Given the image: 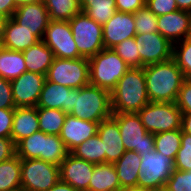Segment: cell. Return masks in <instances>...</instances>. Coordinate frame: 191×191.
Here are the masks:
<instances>
[{
	"label": "cell",
	"mask_w": 191,
	"mask_h": 191,
	"mask_svg": "<svg viewBox=\"0 0 191 191\" xmlns=\"http://www.w3.org/2000/svg\"><path fill=\"white\" fill-rule=\"evenodd\" d=\"M175 104L182 113H191V79H184Z\"/></svg>",
	"instance_id": "ab89813d"
},
{
	"label": "cell",
	"mask_w": 191,
	"mask_h": 191,
	"mask_svg": "<svg viewBox=\"0 0 191 191\" xmlns=\"http://www.w3.org/2000/svg\"><path fill=\"white\" fill-rule=\"evenodd\" d=\"M89 60V83L112 91L119 79L130 69L112 49H103Z\"/></svg>",
	"instance_id": "5b68a950"
},
{
	"label": "cell",
	"mask_w": 191,
	"mask_h": 191,
	"mask_svg": "<svg viewBox=\"0 0 191 191\" xmlns=\"http://www.w3.org/2000/svg\"><path fill=\"white\" fill-rule=\"evenodd\" d=\"M21 189V158L17 155L0 162V191Z\"/></svg>",
	"instance_id": "83f0119b"
},
{
	"label": "cell",
	"mask_w": 191,
	"mask_h": 191,
	"mask_svg": "<svg viewBox=\"0 0 191 191\" xmlns=\"http://www.w3.org/2000/svg\"><path fill=\"white\" fill-rule=\"evenodd\" d=\"M117 171L112 163L95 164L88 191H121Z\"/></svg>",
	"instance_id": "484cf974"
},
{
	"label": "cell",
	"mask_w": 191,
	"mask_h": 191,
	"mask_svg": "<svg viewBox=\"0 0 191 191\" xmlns=\"http://www.w3.org/2000/svg\"><path fill=\"white\" fill-rule=\"evenodd\" d=\"M97 134L103 141L105 163L114 164L126 151L117 121L112 116L104 119L98 124Z\"/></svg>",
	"instance_id": "44dd1931"
},
{
	"label": "cell",
	"mask_w": 191,
	"mask_h": 191,
	"mask_svg": "<svg viewBox=\"0 0 191 191\" xmlns=\"http://www.w3.org/2000/svg\"><path fill=\"white\" fill-rule=\"evenodd\" d=\"M40 131L48 135H60L66 113L59 109L37 107Z\"/></svg>",
	"instance_id": "1f68e13d"
},
{
	"label": "cell",
	"mask_w": 191,
	"mask_h": 191,
	"mask_svg": "<svg viewBox=\"0 0 191 191\" xmlns=\"http://www.w3.org/2000/svg\"><path fill=\"white\" fill-rule=\"evenodd\" d=\"M59 180V166L40 159H21L22 190L48 191Z\"/></svg>",
	"instance_id": "8fae6325"
},
{
	"label": "cell",
	"mask_w": 191,
	"mask_h": 191,
	"mask_svg": "<svg viewBox=\"0 0 191 191\" xmlns=\"http://www.w3.org/2000/svg\"><path fill=\"white\" fill-rule=\"evenodd\" d=\"M112 50L124 60L130 68L142 67V61L134 37L122 41L112 48Z\"/></svg>",
	"instance_id": "e575fe53"
},
{
	"label": "cell",
	"mask_w": 191,
	"mask_h": 191,
	"mask_svg": "<svg viewBox=\"0 0 191 191\" xmlns=\"http://www.w3.org/2000/svg\"><path fill=\"white\" fill-rule=\"evenodd\" d=\"M179 10L191 13V0H176Z\"/></svg>",
	"instance_id": "c3c4849f"
},
{
	"label": "cell",
	"mask_w": 191,
	"mask_h": 191,
	"mask_svg": "<svg viewBox=\"0 0 191 191\" xmlns=\"http://www.w3.org/2000/svg\"><path fill=\"white\" fill-rule=\"evenodd\" d=\"M37 107H15L11 138L15 145L40 131Z\"/></svg>",
	"instance_id": "603a6c76"
},
{
	"label": "cell",
	"mask_w": 191,
	"mask_h": 191,
	"mask_svg": "<svg viewBox=\"0 0 191 191\" xmlns=\"http://www.w3.org/2000/svg\"><path fill=\"white\" fill-rule=\"evenodd\" d=\"M176 170L191 171V135L182 131L181 146L174 160Z\"/></svg>",
	"instance_id": "8d00e7d4"
},
{
	"label": "cell",
	"mask_w": 191,
	"mask_h": 191,
	"mask_svg": "<svg viewBox=\"0 0 191 191\" xmlns=\"http://www.w3.org/2000/svg\"><path fill=\"white\" fill-rule=\"evenodd\" d=\"M46 80L79 89L89 85V60L87 58H54L46 74Z\"/></svg>",
	"instance_id": "30bf717a"
},
{
	"label": "cell",
	"mask_w": 191,
	"mask_h": 191,
	"mask_svg": "<svg viewBox=\"0 0 191 191\" xmlns=\"http://www.w3.org/2000/svg\"><path fill=\"white\" fill-rule=\"evenodd\" d=\"M149 102L144 67L130 68L111 91L112 113H138Z\"/></svg>",
	"instance_id": "7a4b0ae2"
},
{
	"label": "cell",
	"mask_w": 191,
	"mask_h": 191,
	"mask_svg": "<svg viewBox=\"0 0 191 191\" xmlns=\"http://www.w3.org/2000/svg\"><path fill=\"white\" fill-rule=\"evenodd\" d=\"M0 108L15 109L11 83L2 77H0Z\"/></svg>",
	"instance_id": "60d3db41"
},
{
	"label": "cell",
	"mask_w": 191,
	"mask_h": 191,
	"mask_svg": "<svg viewBox=\"0 0 191 191\" xmlns=\"http://www.w3.org/2000/svg\"><path fill=\"white\" fill-rule=\"evenodd\" d=\"M138 115L147 132L152 134L181 129L182 112L175 102H149Z\"/></svg>",
	"instance_id": "52a82bcc"
},
{
	"label": "cell",
	"mask_w": 191,
	"mask_h": 191,
	"mask_svg": "<svg viewBox=\"0 0 191 191\" xmlns=\"http://www.w3.org/2000/svg\"><path fill=\"white\" fill-rule=\"evenodd\" d=\"M140 164L141 155L133 150L125 151L121 158L114 163L122 189L137 188Z\"/></svg>",
	"instance_id": "d4e9b609"
},
{
	"label": "cell",
	"mask_w": 191,
	"mask_h": 191,
	"mask_svg": "<svg viewBox=\"0 0 191 191\" xmlns=\"http://www.w3.org/2000/svg\"><path fill=\"white\" fill-rule=\"evenodd\" d=\"M174 169V161L155 149L151 153L143 154L137 177V188L163 191Z\"/></svg>",
	"instance_id": "8992f818"
},
{
	"label": "cell",
	"mask_w": 191,
	"mask_h": 191,
	"mask_svg": "<svg viewBox=\"0 0 191 191\" xmlns=\"http://www.w3.org/2000/svg\"><path fill=\"white\" fill-rule=\"evenodd\" d=\"M70 153L93 164L105 163L103 141L98 134L79 144Z\"/></svg>",
	"instance_id": "f546056e"
},
{
	"label": "cell",
	"mask_w": 191,
	"mask_h": 191,
	"mask_svg": "<svg viewBox=\"0 0 191 191\" xmlns=\"http://www.w3.org/2000/svg\"><path fill=\"white\" fill-rule=\"evenodd\" d=\"M78 52L83 58H91L104 49L102 25L84 12L69 20Z\"/></svg>",
	"instance_id": "9c48e42d"
},
{
	"label": "cell",
	"mask_w": 191,
	"mask_h": 191,
	"mask_svg": "<svg viewBox=\"0 0 191 191\" xmlns=\"http://www.w3.org/2000/svg\"><path fill=\"white\" fill-rule=\"evenodd\" d=\"M94 166L95 164L69 153L59 166L60 180L68 183L77 191H88Z\"/></svg>",
	"instance_id": "2e32d148"
},
{
	"label": "cell",
	"mask_w": 191,
	"mask_h": 191,
	"mask_svg": "<svg viewBox=\"0 0 191 191\" xmlns=\"http://www.w3.org/2000/svg\"><path fill=\"white\" fill-rule=\"evenodd\" d=\"M142 67L173 58V44L159 32L136 34L134 37Z\"/></svg>",
	"instance_id": "4fadbf2b"
},
{
	"label": "cell",
	"mask_w": 191,
	"mask_h": 191,
	"mask_svg": "<svg viewBox=\"0 0 191 191\" xmlns=\"http://www.w3.org/2000/svg\"><path fill=\"white\" fill-rule=\"evenodd\" d=\"M45 81V75L28 71L10 81L15 107H36Z\"/></svg>",
	"instance_id": "5bb4252c"
},
{
	"label": "cell",
	"mask_w": 191,
	"mask_h": 191,
	"mask_svg": "<svg viewBox=\"0 0 191 191\" xmlns=\"http://www.w3.org/2000/svg\"><path fill=\"white\" fill-rule=\"evenodd\" d=\"M112 117L118 123L126 151L142 156L154 150V134L147 132L138 113H112Z\"/></svg>",
	"instance_id": "ba28073f"
},
{
	"label": "cell",
	"mask_w": 191,
	"mask_h": 191,
	"mask_svg": "<svg viewBox=\"0 0 191 191\" xmlns=\"http://www.w3.org/2000/svg\"><path fill=\"white\" fill-rule=\"evenodd\" d=\"M181 129L191 135V113H182Z\"/></svg>",
	"instance_id": "bcb514c9"
},
{
	"label": "cell",
	"mask_w": 191,
	"mask_h": 191,
	"mask_svg": "<svg viewBox=\"0 0 191 191\" xmlns=\"http://www.w3.org/2000/svg\"><path fill=\"white\" fill-rule=\"evenodd\" d=\"M50 20L69 21L82 12L80 0H44Z\"/></svg>",
	"instance_id": "4dcf8cb0"
},
{
	"label": "cell",
	"mask_w": 191,
	"mask_h": 191,
	"mask_svg": "<svg viewBox=\"0 0 191 191\" xmlns=\"http://www.w3.org/2000/svg\"><path fill=\"white\" fill-rule=\"evenodd\" d=\"M134 15L136 34H148L158 32L157 16L144 5Z\"/></svg>",
	"instance_id": "d590c367"
},
{
	"label": "cell",
	"mask_w": 191,
	"mask_h": 191,
	"mask_svg": "<svg viewBox=\"0 0 191 191\" xmlns=\"http://www.w3.org/2000/svg\"><path fill=\"white\" fill-rule=\"evenodd\" d=\"M15 1V4L16 6H21V5H24V4H30V3H36L40 0H14Z\"/></svg>",
	"instance_id": "681fc988"
},
{
	"label": "cell",
	"mask_w": 191,
	"mask_h": 191,
	"mask_svg": "<svg viewBox=\"0 0 191 191\" xmlns=\"http://www.w3.org/2000/svg\"><path fill=\"white\" fill-rule=\"evenodd\" d=\"M145 5L155 16H162L179 10L176 0H146Z\"/></svg>",
	"instance_id": "f35d334b"
},
{
	"label": "cell",
	"mask_w": 191,
	"mask_h": 191,
	"mask_svg": "<svg viewBox=\"0 0 191 191\" xmlns=\"http://www.w3.org/2000/svg\"><path fill=\"white\" fill-rule=\"evenodd\" d=\"M22 53L27 71L45 76L55 58L52 50L42 40Z\"/></svg>",
	"instance_id": "cb8c5ba5"
},
{
	"label": "cell",
	"mask_w": 191,
	"mask_h": 191,
	"mask_svg": "<svg viewBox=\"0 0 191 191\" xmlns=\"http://www.w3.org/2000/svg\"><path fill=\"white\" fill-rule=\"evenodd\" d=\"M14 111L15 109L0 108V137L2 138H11Z\"/></svg>",
	"instance_id": "b9f144b4"
},
{
	"label": "cell",
	"mask_w": 191,
	"mask_h": 191,
	"mask_svg": "<svg viewBox=\"0 0 191 191\" xmlns=\"http://www.w3.org/2000/svg\"><path fill=\"white\" fill-rule=\"evenodd\" d=\"M163 191H191V171L174 169Z\"/></svg>",
	"instance_id": "74e56055"
},
{
	"label": "cell",
	"mask_w": 191,
	"mask_h": 191,
	"mask_svg": "<svg viewBox=\"0 0 191 191\" xmlns=\"http://www.w3.org/2000/svg\"><path fill=\"white\" fill-rule=\"evenodd\" d=\"M133 13L116 11L103 28V44L105 49H112L122 41L136 35Z\"/></svg>",
	"instance_id": "e0dca14e"
},
{
	"label": "cell",
	"mask_w": 191,
	"mask_h": 191,
	"mask_svg": "<svg viewBox=\"0 0 191 191\" xmlns=\"http://www.w3.org/2000/svg\"><path fill=\"white\" fill-rule=\"evenodd\" d=\"M70 115L98 123L111 117V92L90 84L75 89L74 108Z\"/></svg>",
	"instance_id": "277c9868"
},
{
	"label": "cell",
	"mask_w": 191,
	"mask_h": 191,
	"mask_svg": "<svg viewBox=\"0 0 191 191\" xmlns=\"http://www.w3.org/2000/svg\"><path fill=\"white\" fill-rule=\"evenodd\" d=\"M182 129L154 134V149L173 161L181 146Z\"/></svg>",
	"instance_id": "d6a6232c"
},
{
	"label": "cell",
	"mask_w": 191,
	"mask_h": 191,
	"mask_svg": "<svg viewBox=\"0 0 191 191\" xmlns=\"http://www.w3.org/2000/svg\"><path fill=\"white\" fill-rule=\"evenodd\" d=\"M11 18L21 27L30 30L40 40L50 22L44 1L18 6Z\"/></svg>",
	"instance_id": "9a60e30c"
},
{
	"label": "cell",
	"mask_w": 191,
	"mask_h": 191,
	"mask_svg": "<svg viewBox=\"0 0 191 191\" xmlns=\"http://www.w3.org/2000/svg\"><path fill=\"white\" fill-rule=\"evenodd\" d=\"M158 32L172 44L182 41L191 34V13L177 10L157 16Z\"/></svg>",
	"instance_id": "d6986e66"
},
{
	"label": "cell",
	"mask_w": 191,
	"mask_h": 191,
	"mask_svg": "<svg viewBox=\"0 0 191 191\" xmlns=\"http://www.w3.org/2000/svg\"><path fill=\"white\" fill-rule=\"evenodd\" d=\"M70 152L59 135L42 131L33 133L16 145V155L21 159H40L57 166Z\"/></svg>",
	"instance_id": "3957f363"
},
{
	"label": "cell",
	"mask_w": 191,
	"mask_h": 191,
	"mask_svg": "<svg viewBox=\"0 0 191 191\" xmlns=\"http://www.w3.org/2000/svg\"><path fill=\"white\" fill-rule=\"evenodd\" d=\"M121 191H153V190L140 189V188H127V189H122Z\"/></svg>",
	"instance_id": "f907efd6"
},
{
	"label": "cell",
	"mask_w": 191,
	"mask_h": 191,
	"mask_svg": "<svg viewBox=\"0 0 191 191\" xmlns=\"http://www.w3.org/2000/svg\"><path fill=\"white\" fill-rule=\"evenodd\" d=\"M1 46L13 51L23 52L30 46L35 45L40 39L17 24L12 18L4 19L0 31Z\"/></svg>",
	"instance_id": "7402d4cb"
},
{
	"label": "cell",
	"mask_w": 191,
	"mask_h": 191,
	"mask_svg": "<svg viewBox=\"0 0 191 191\" xmlns=\"http://www.w3.org/2000/svg\"><path fill=\"white\" fill-rule=\"evenodd\" d=\"M4 17L0 15V31H1V28H2V25L4 23Z\"/></svg>",
	"instance_id": "816d5d0a"
},
{
	"label": "cell",
	"mask_w": 191,
	"mask_h": 191,
	"mask_svg": "<svg viewBox=\"0 0 191 191\" xmlns=\"http://www.w3.org/2000/svg\"><path fill=\"white\" fill-rule=\"evenodd\" d=\"M82 12L104 25L116 12L115 0H80Z\"/></svg>",
	"instance_id": "f1b7e54d"
},
{
	"label": "cell",
	"mask_w": 191,
	"mask_h": 191,
	"mask_svg": "<svg viewBox=\"0 0 191 191\" xmlns=\"http://www.w3.org/2000/svg\"><path fill=\"white\" fill-rule=\"evenodd\" d=\"M173 59L182 70L184 79H191V34L173 44Z\"/></svg>",
	"instance_id": "836d02e7"
},
{
	"label": "cell",
	"mask_w": 191,
	"mask_h": 191,
	"mask_svg": "<svg viewBox=\"0 0 191 191\" xmlns=\"http://www.w3.org/2000/svg\"><path fill=\"white\" fill-rule=\"evenodd\" d=\"M27 71L22 52L0 46V77L12 81Z\"/></svg>",
	"instance_id": "4316f807"
},
{
	"label": "cell",
	"mask_w": 191,
	"mask_h": 191,
	"mask_svg": "<svg viewBox=\"0 0 191 191\" xmlns=\"http://www.w3.org/2000/svg\"><path fill=\"white\" fill-rule=\"evenodd\" d=\"M16 8L14 0H0V15L5 19L11 18Z\"/></svg>",
	"instance_id": "f6af8a7d"
},
{
	"label": "cell",
	"mask_w": 191,
	"mask_h": 191,
	"mask_svg": "<svg viewBox=\"0 0 191 191\" xmlns=\"http://www.w3.org/2000/svg\"><path fill=\"white\" fill-rule=\"evenodd\" d=\"M48 191H77L68 183H65L59 180L53 187H51Z\"/></svg>",
	"instance_id": "7dc6e473"
},
{
	"label": "cell",
	"mask_w": 191,
	"mask_h": 191,
	"mask_svg": "<svg viewBox=\"0 0 191 191\" xmlns=\"http://www.w3.org/2000/svg\"><path fill=\"white\" fill-rule=\"evenodd\" d=\"M116 11L135 13L146 4V0H115Z\"/></svg>",
	"instance_id": "7bdbcfd3"
},
{
	"label": "cell",
	"mask_w": 191,
	"mask_h": 191,
	"mask_svg": "<svg viewBox=\"0 0 191 191\" xmlns=\"http://www.w3.org/2000/svg\"><path fill=\"white\" fill-rule=\"evenodd\" d=\"M144 73L150 102L176 101L184 76L173 58L145 66Z\"/></svg>",
	"instance_id": "6da1fadb"
},
{
	"label": "cell",
	"mask_w": 191,
	"mask_h": 191,
	"mask_svg": "<svg viewBox=\"0 0 191 191\" xmlns=\"http://www.w3.org/2000/svg\"><path fill=\"white\" fill-rule=\"evenodd\" d=\"M75 89L45 81L36 107L59 109L70 114L74 108Z\"/></svg>",
	"instance_id": "ac0fdd59"
},
{
	"label": "cell",
	"mask_w": 191,
	"mask_h": 191,
	"mask_svg": "<svg viewBox=\"0 0 191 191\" xmlns=\"http://www.w3.org/2000/svg\"><path fill=\"white\" fill-rule=\"evenodd\" d=\"M16 155V145L12 138L0 137V162L8 160Z\"/></svg>",
	"instance_id": "ee69618b"
},
{
	"label": "cell",
	"mask_w": 191,
	"mask_h": 191,
	"mask_svg": "<svg viewBox=\"0 0 191 191\" xmlns=\"http://www.w3.org/2000/svg\"><path fill=\"white\" fill-rule=\"evenodd\" d=\"M42 41L52 50L56 58L78 59V52L69 21L50 20Z\"/></svg>",
	"instance_id": "7c38bea8"
},
{
	"label": "cell",
	"mask_w": 191,
	"mask_h": 191,
	"mask_svg": "<svg viewBox=\"0 0 191 191\" xmlns=\"http://www.w3.org/2000/svg\"><path fill=\"white\" fill-rule=\"evenodd\" d=\"M98 124L67 114L59 136L71 152L79 144L97 134Z\"/></svg>",
	"instance_id": "ffe728a7"
}]
</instances>
